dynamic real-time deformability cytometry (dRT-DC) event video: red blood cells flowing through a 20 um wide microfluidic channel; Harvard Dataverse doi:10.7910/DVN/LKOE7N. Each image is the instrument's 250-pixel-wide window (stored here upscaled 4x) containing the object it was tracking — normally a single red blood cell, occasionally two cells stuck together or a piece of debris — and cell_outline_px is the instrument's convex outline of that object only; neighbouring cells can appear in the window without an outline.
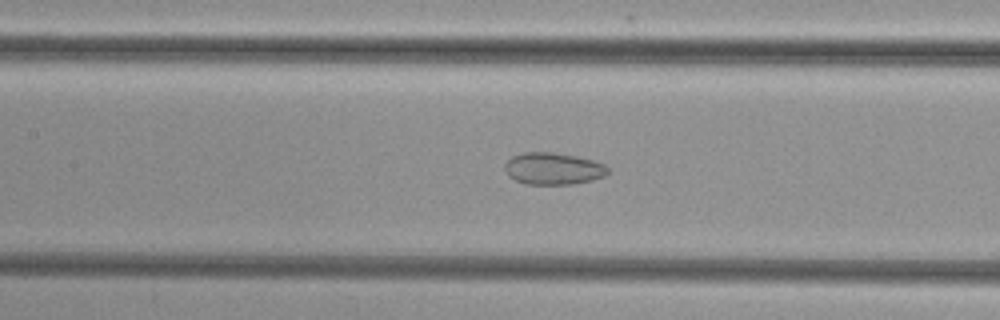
{"species": "common noctule bat (a hibernating species)", "species_latin": "Nyctalus noctula", "temperature_condition": "cold", "stored_images_in_passage": 43, "camera_frame_rate_fps": 3000, "um_per_image_px": 0.085, "animal": {"sex": "female", "body_mass_g": 29.2, "forearm_length_mm": 56.3}, "frame": {"image": 1, "passage_image": 24, "time_ms": 7.667, "image_size_px": [1000, 320], "cell_outline_px": [[608, 172], [604, 176], [592, 180], [572, 184], [524, 184], [508, 176], [504, 168], [504, 164], [512, 156], [524, 152], [552, 152], [576, 156], [592, 160], [604, 164], [608, 168]], "centroid_in_image_um": [47.0, 14.33], "position_along_channel_um": 160.4, "area_um2": 19.19}}
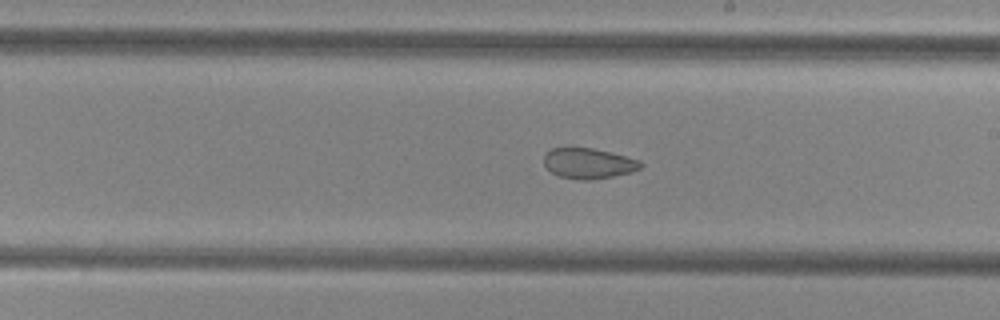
{"frame": {"image": 2, "passage_image": 30, "time_ms": 9.667, "image_size_px": [1000, 320], "cell_outline_px": [[644, 164], [640, 168], [632, 172], [592, 180], [584, 180], [560, 176], [552, 172], [544, 164], [544, 156], [552, 148], [564, 144], [568, 144], [592, 148], [640, 160]], "centroid_in_image_um": [49.98, 13.84], "position_along_channel_um": 239.0, "area_um2": 17.51}}
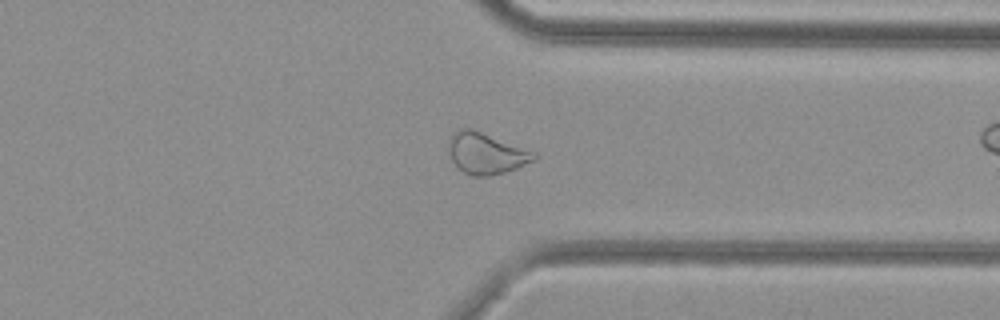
{"frame": {"image": 3, "passage_image": 40, "time_ms": 13.0, "image_size_px": [1000, 320], "cell_outline_px": [[536, 160], [516, 168], [504, 172], [488, 176], [472, 176], [464, 172], [452, 160], [448, 152], [452, 136], [456, 132], [464, 128], [468, 128], [480, 132], [536, 152]], "centroid_in_image_um": [41.35, 13.06], "position_along_channel_um": 370.0, "area_um2": 19.88}}